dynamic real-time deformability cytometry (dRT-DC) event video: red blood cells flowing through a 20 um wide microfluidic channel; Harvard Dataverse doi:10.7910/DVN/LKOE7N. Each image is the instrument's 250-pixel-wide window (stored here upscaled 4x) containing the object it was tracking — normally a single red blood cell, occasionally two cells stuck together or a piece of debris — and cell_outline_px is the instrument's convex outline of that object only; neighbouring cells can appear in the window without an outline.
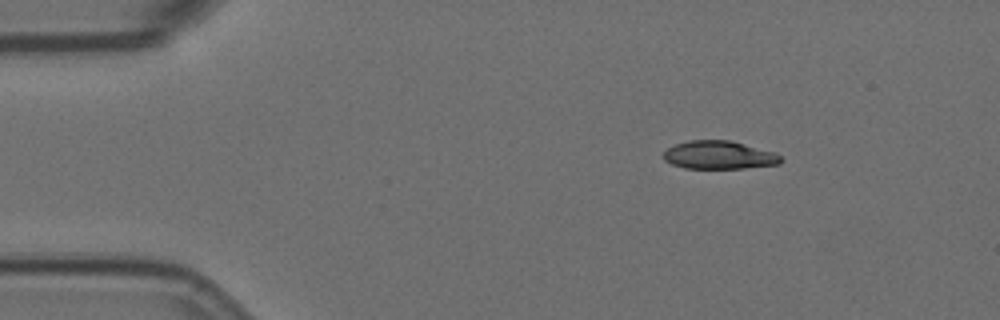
{"species": "Egyptian fruit bat (a non-hibernating species)", "species_latin": "Rousettus aegyptiacus", "temperature_condition": "room temperature", "stored_images_in_passage": 4, "camera_frame_rate_fps": 3000, "um_per_image_px": 0.085, "animal": {"sex": "female"}, "frame": {"image": 1, "passage_image": 1, "time_ms": 0.0, "image_size_px": [1000, 320], "cell_outline_px": [[784, 160], [780, 164], [744, 168], [684, 168], [672, 164], [664, 160], [664, 152], [668, 148], [676, 144], [688, 140], [732, 140], [776, 152]], "centroid_in_image_um": [61.16, 13.17], "position_along_channel_um": 23.8, "area_um2": 19.42}}
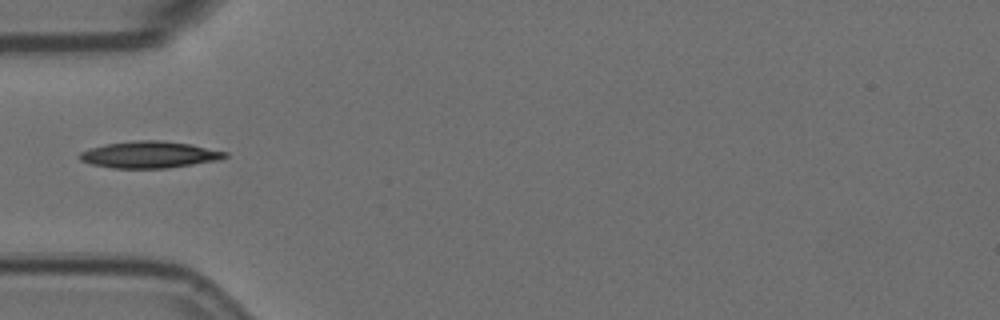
{"frame": {"image": 2, "passage_image": 4, "time_ms": 1.0, "image_size_px": [1000, 320], "cell_outline_px": [[228, 156], [216, 160], [168, 168], [112, 168], [92, 164], [80, 160], [76, 156], [80, 152], [88, 148], [104, 144], [136, 140], [160, 140], [188, 144], [228, 152]], "centroid_in_image_um": [12.63, 13.14], "position_along_channel_um": 72.4, "area_um2": 22.54}}